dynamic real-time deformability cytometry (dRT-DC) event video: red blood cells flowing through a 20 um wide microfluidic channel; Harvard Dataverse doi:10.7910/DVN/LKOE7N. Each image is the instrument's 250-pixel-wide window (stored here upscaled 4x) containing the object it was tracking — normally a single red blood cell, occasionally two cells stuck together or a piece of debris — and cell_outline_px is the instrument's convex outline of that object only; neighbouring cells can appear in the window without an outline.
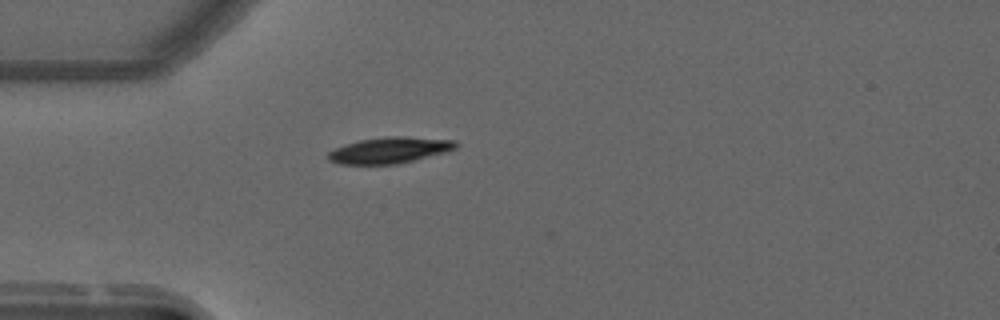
{"species": "common noctule bat (a hibernating species)", "species_latin": "Nyctalus noctula", "temperature_condition": "warm", "stored_images_in_passage": 8, "camera_frame_rate_fps": 3000, "um_per_image_px": 0.085, "animal": {"sex": "male", "forearm_length_mm": 52.5}, "frame": {"image": 1, "passage_image": 3, "time_ms": 0.667, "image_size_px": [1000, 320], "cell_outline_px": [[460, 144], [456, 148], [444, 152], [396, 164], [340, 164], [328, 160], [328, 152], [336, 148], [360, 140], [388, 136], [404, 136], [456, 140]], "centroid_in_image_um": [33.14, 12.76], "position_along_channel_um": 51.9, "area_um2": 19.19}}
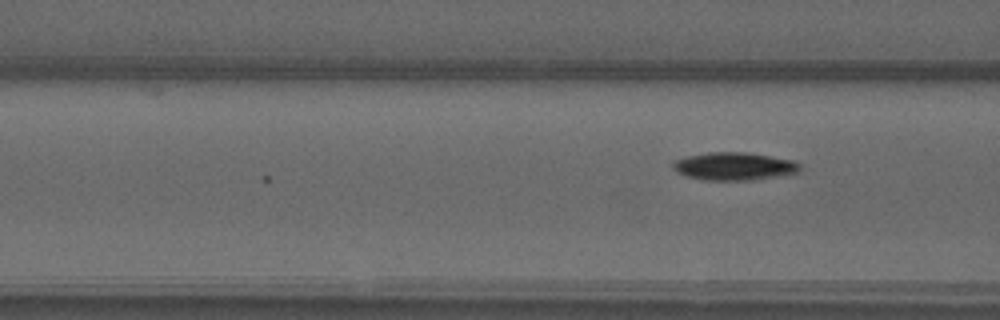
{"frame": {"image": 2, "passage_image": 8, "time_ms": 2.333, "image_size_px": [1000, 320], "cell_outline_px": [[800, 172], [756, 180], [704, 180], [688, 176], [676, 172], [672, 168], [672, 164], [676, 160], [688, 156], [708, 152], [748, 152], [796, 160], [800, 164]], "centroid_in_image_um": [62.45, 14.13], "position_along_channel_um": 104.2, "area_um2": 20.81}}